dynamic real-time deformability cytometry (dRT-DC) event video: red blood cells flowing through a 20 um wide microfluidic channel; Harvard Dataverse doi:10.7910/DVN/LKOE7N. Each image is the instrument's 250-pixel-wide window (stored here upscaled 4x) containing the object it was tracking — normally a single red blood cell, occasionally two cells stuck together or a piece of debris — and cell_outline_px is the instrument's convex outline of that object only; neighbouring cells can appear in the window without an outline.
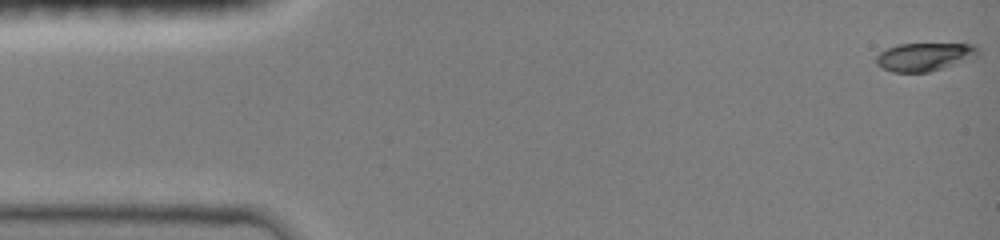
{"species": "common noctule bat (a hibernating species)", "species_latin": "Nyctalus noctula", "temperature_condition": "room temperature", "stored_images_in_passage": 17, "camera_frame_rate_fps": 3000, "um_per_image_px": 0.085, "animal": {"sex": "female", "body_mass_g": 19.0, "forearm_length_mm": 51.5}, "frame": {"image": 1, "passage_image": 1, "time_ms": 0.0, "image_size_px": [1000, 240], "cell_outline_px": [[980, 56], [928, 72], [892, 72], [880, 68], [876, 64], [876, 56], [880, 52], [888, 48], [900, 44], [976, 44], [980, 52]], "centroid_in_image_um": [78.59, 4.83], "position_along_channel_um": 6.4, "area_um2": 16.76}}
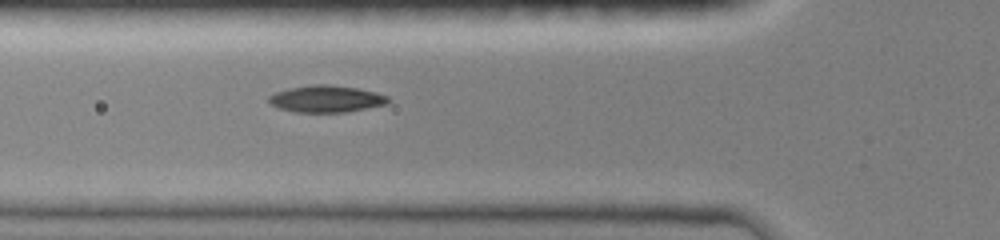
{"frame": {"image": 2, "passage_image": 12, "time_ms": 3.667, "image_size_px": [1000, 240], "cell_outline_px": [[392, 100], [388, 104], [344, 112], [296, 112], [280, 108], [272, 104], [268, 100], [268, 96], [276, 92], [288, 88], [312, 84], [328, 84], [356, 88], [376, 92], [388, 96]], "centroid_in_image_um": [27.76, 8.39], "position_along_channel_um": 98.0, "area_um2": 18.67}}
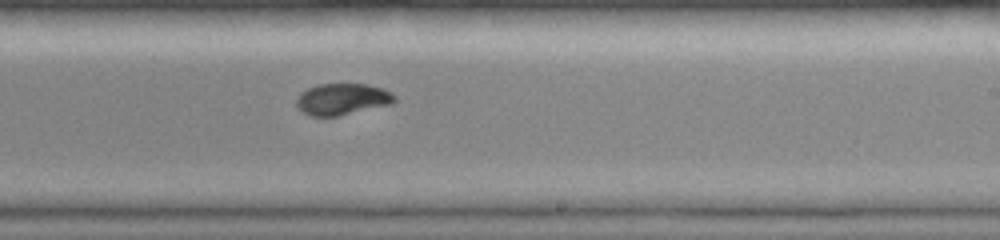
{"frame": {"image": 3, "passage_image": 17, "time_ms": 5.333, "image_size_px": [1000, 240], "cell_outline_px": [[396, 100], [392, 104], [336, 116], [312, 116], [304, 112], [296, 104], [296, 100], [300, 92], [308, 88], [320, 84], [364, 84], [384, 88], [392, 92], [396, 96]], "centroid_in_image_um": [29.13, 8.42], "position_along_channel_um": 259.9, "area_um2": 17.92}}